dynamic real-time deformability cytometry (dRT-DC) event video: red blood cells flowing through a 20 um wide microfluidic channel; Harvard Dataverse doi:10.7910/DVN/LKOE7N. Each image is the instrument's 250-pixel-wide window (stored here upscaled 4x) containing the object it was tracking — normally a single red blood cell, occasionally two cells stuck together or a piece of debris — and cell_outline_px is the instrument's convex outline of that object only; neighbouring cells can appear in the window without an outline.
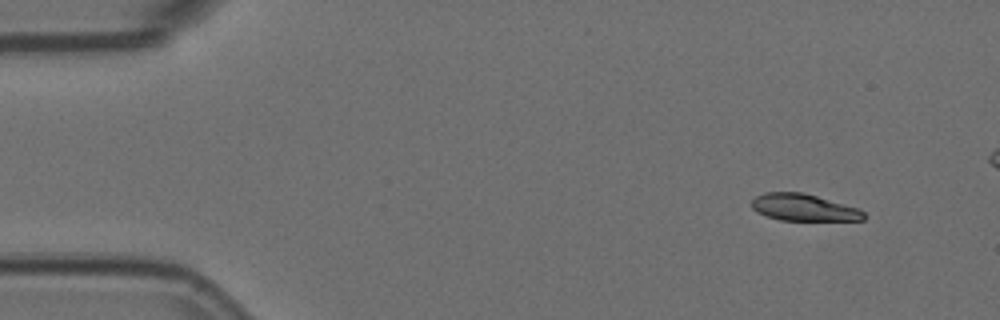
{"species": "Egyptian fruit bat (a non-hibernating species)", "species_latin": "Rousettus aegyptiacus", "temperature_condition": "room temperature", "stored_images_in_passage": 5, "camera_frame_rate_fps": 3000, "um_per_image_px": 0.085, "animal": {"sex": "female"}, "frame": {"image": 1, "passage_image": 1, "time_ms": 0.0, "image_size_px": [1000, 320], "cell_outline_px": [[864, 220], [780, 220], [756, 212], [752, 208], [752, 200], [756, 196], [764, 192], [804, 192], [860, 208], [864, 212]], "centroid_in_image_um": [68.32, 17.62], "position_along_channel_um": 16.7, "area_um2": 17.63}}